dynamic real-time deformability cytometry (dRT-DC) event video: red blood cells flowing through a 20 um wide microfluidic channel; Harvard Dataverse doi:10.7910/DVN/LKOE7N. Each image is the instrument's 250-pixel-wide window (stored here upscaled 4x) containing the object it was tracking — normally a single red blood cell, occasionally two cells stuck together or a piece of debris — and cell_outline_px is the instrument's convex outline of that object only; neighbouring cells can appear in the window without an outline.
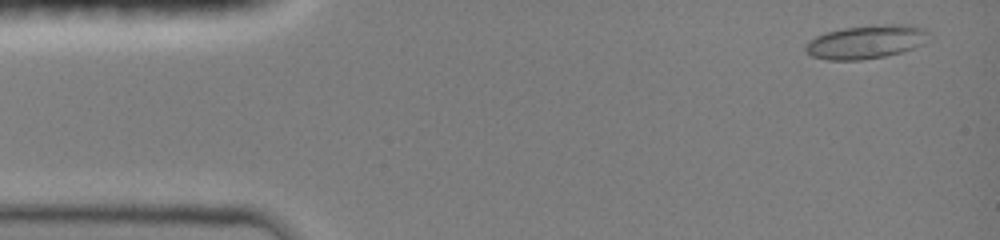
{"species": "common noctule bat (a hibernating species)", "species_latin": "Nyctalus noctula", "temperature_condition": "room temperature", "stored_images_in_passage": 45, "camera_frame_rate_fps": 3000, "um_per_image_px": 0.085, "animal": {"sex": "female", "body_mass_g": 19.0, "forearm_length_mm": 51.5}, "frame": {"image": 1, "passage_image": 2, "time_ms": 0.333, "image_size_px": [1000, 240], "cell_outline_px": [[924, 32], [920, 44], [912, 48], [900, 52], [884, 56], [860, 60], [828, 60], [812, 56], [804, 48], [816, 36], [828, 32], [844, 28], [872, 24], [916, 24], [924, 28]], "centroid_in_image_um": [73.57, 3.55], "position_along_channel_um": 11.4, "area_um2": 23.52}}
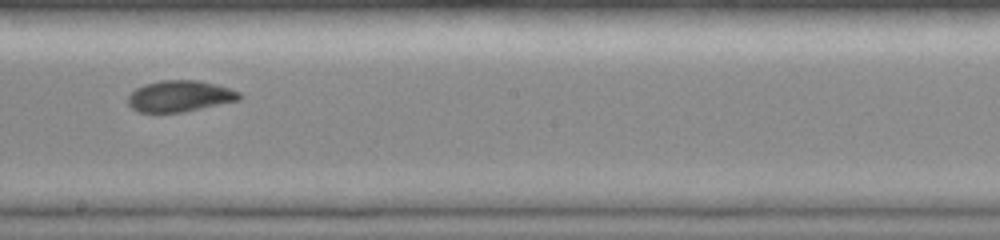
{"frame": {"image": 2, "passage_image": 27, "time_ms": 8.333, "image_size_px": [1000, 240], "cell_outline_px": [[244, 96], [240, 100], [184, 112], [140, 112], [132, 108], [128, 104], [128, 96], [136, 88], [144, 84], [160, 80], [200, 80], [216, 84], [240, 92]], "centroid_in_image_um": [15.31, 8.16], "position_along_channel_um": 232.9, "area_um2": 20.4}}
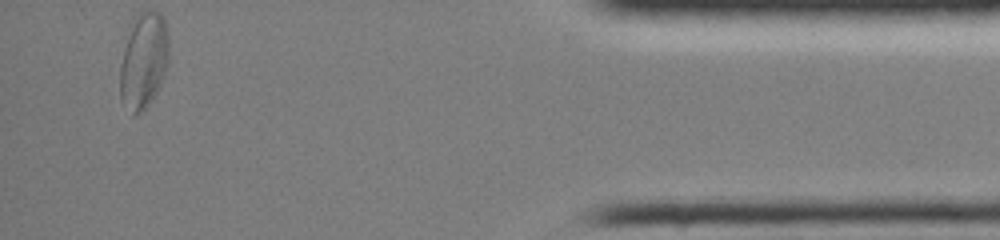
{"frame": {"image": 3, "passage_image": 45, "time_ms": 14.333, "image_size_px": [1000, 240], "cell_outline_px": [[168, 64], [160, 84], [156, 92], [148, 104], [140, 112], [132, 116], [120, 100], [120, 64], [128, 24], [140, 12], [160, 12], [164, 16], [168, 36]], "centroid_in_image_um": [12.18, 5.13], "position_along_channel_um": 423.0, "area_um2": 27.69}, "authors_computed_cell_mechanics": {"area_um2": 21.097, "velocity_mm_per_s": 4.0411, "shape_relaxation_time_tau1_ms": 4.155, "shape_relaxation_time_tau2_ms": 1.8733, "deformation_change_tau1": 0.123, "deformation_change_tau2": 0.0413}}